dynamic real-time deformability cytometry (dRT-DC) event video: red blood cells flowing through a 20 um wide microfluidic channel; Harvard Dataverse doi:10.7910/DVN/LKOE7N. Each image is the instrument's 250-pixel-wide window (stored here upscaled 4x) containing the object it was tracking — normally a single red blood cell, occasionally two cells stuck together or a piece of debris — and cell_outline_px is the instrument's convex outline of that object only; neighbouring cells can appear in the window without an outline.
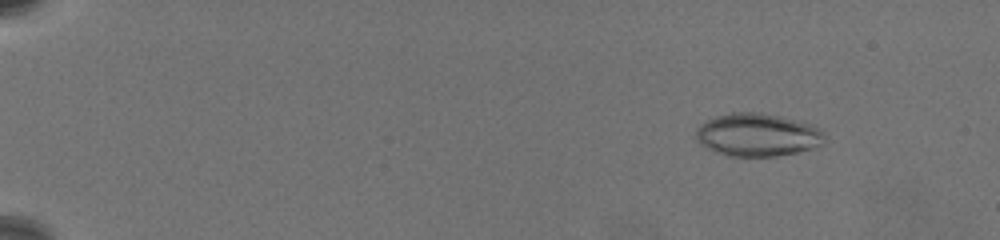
{"species": "common noctule bat (a hibernating species)", "species_latin": "Nyctalus noctula", "temperature_condition": "warm", "stored_images_in_passage": 64, "camera_frame_rate_fps": 3000, "um_per_image_px": 0.085, "animal": {"sex": "female", "body_mass_g": 19.5, "forearm_length_mm": 54.1}, "frame": {"image": 1, "passage_image": 8, "time_ms": 2.333, "image_size_px": [1000, 240], "cell_outline_px": [[824, 144], [812, 148], [796, 152], [776, 156], [728, 156], [716, 152], [700, 144], [696, 140], [696, 128], [700, 124], [716, 116], [732, 112], [756, 112], [780, 116], [812, 124], [820, 128], [824, 132]], "centroid_in_image_um": [64.39, 11.46], "position_along_channel_um": 20.6, "area_um2": 32.25}}
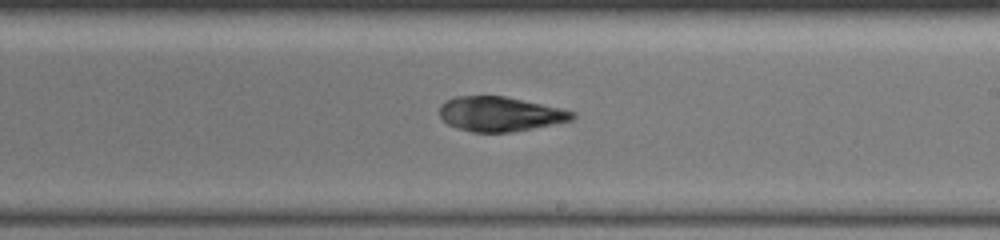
{"frame": {"image": 2, "passage_image": 41, "time_ms": 13.333, "image_size_px": [1000, 240], "cell_outline_px": [[576, 116], [572, 120], [532, 128], [508, 132], [472, 132], [456, 128], [448, 124], [440, 116], [440, 104], [456, 96], [504, 96], [560, 108], [576, 112]], "centroid_in_image_um": [42.49, 9.69], "position_along_channel_um": 246.5, "area_um2": 26.53}}
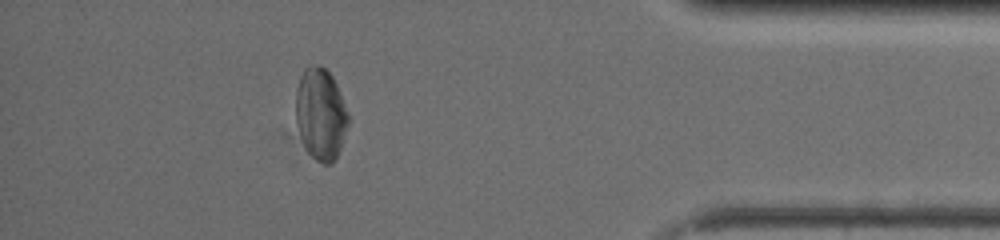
{"frame": {"image": 3, "passage_image": 58, "time_ms": 19.0, "image_size_px": [1000, 240], "cell_outline_px": [[348, 124], [336, 160], [332, 164], [324, 164], [316, 160], [308, 152], [304, 144], [296, 124], [296, 88], [300, 76], [304, 68], [320, 64], [332, 76], [336, 84], [348, 112]], "centroid_in_image_um": [27.25, 9.7], "position_along_channel_um": 408.0, "area_um2": 27.92}, "authors_computed_cell_mechanics": {"area_um2": 28.0619, "velocity_mm_per_s": 3.414, "shape_relaxation_time_tau1_ms": 8.6138, "shape_relaxation_time_tau2_ms": 2.5365, "deformation_change_tau1": 0.1974, "deformation_change_tau2": 0.0868}}